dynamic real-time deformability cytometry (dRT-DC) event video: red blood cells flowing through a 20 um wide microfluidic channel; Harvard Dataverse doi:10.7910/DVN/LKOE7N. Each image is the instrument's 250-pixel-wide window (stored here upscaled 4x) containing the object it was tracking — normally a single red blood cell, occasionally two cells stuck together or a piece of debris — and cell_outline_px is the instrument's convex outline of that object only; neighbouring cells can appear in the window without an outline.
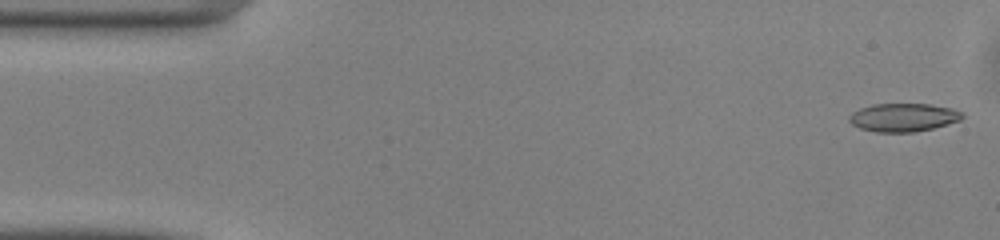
{"species": "common noctule bat (a hibernating species)", "species_latin": "Nyctalus noctula", "temperature_condition": "warm", "stored_images_in_passage": 49, "camera_frame_rate_fps": 3000, "um_per_image_px": 0.085, "animal": {"sex": "male", "body_mass_g": 13.0, "forearm_length_mm": 53.1}, "frame": {"image": 1, "passage_image": 1, "time_ms": 0.0, "image_size_px": [1000, 240], "cell_outline_px": [[964, 116], [960, 120], [948, 124], [932, 128], [912, 132], [876, 132], [860, 128], [852, 124], [848, 120], [848, 116], [852, 112], [860, 108], [872, 104], [928, 104], [952, 108], [964, 112]], "centroid_in_image_um": [76.78, 9.97], "position_along_channel_um": 8.2, "area_um2": 18.67}}
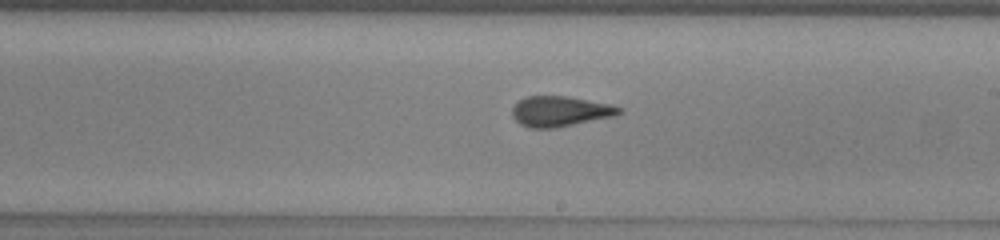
{"frame": {"image": 2, "passage_image": 27, "time_ms": 8.667, "image_size_px": [1000, 240], "cell_outline_px": [[624, 112], [616, 116], [556, 128], [528, 128], [520, 124], [512, 116], [512, 108], [524, 96], [568, 96], [612, 104], [624, 108]], "centroid_in_image_um": [47.66, 9.46], "position_along_channel_um": 241.3, "area_um2": 19.25}}
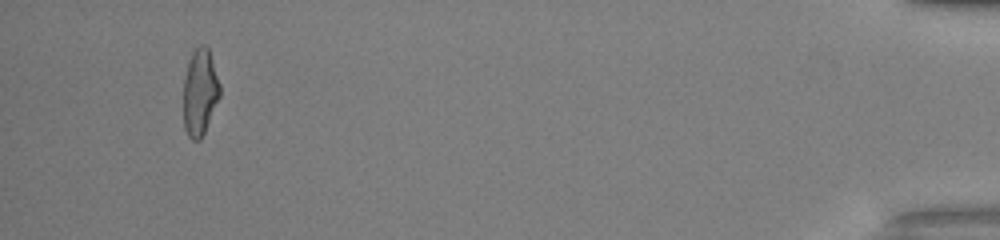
{"frame": {"image": 3, "passage_image": 46, "time_ms": 15.0, "image_size_px": [1000, 240], "cell_outline_px": [[220, 96], [204, 132], [200, 140], [192, 140], [188, 136], [184, 128], [184, 76], [188, 60], [192, 52], [200, 44], [204, 44], [208, 48], [220, 84]], "centroid_in_image_um": [16.98, 7.83], "position_along_channel_um": 418.2, "area_um2": 18.32}, "authors_computed_cell_mechanics": {"area_um2": 19.0162, "velocity_mm_per_s": 4.1266, "shape_relaxation_time_tau1_ms": 6.2274, "shape_relaxation_time_tau2_ms": 1.7513, "deformation_change_tau1": 0.1731, "deformation_change_tau2": 0.0846}}